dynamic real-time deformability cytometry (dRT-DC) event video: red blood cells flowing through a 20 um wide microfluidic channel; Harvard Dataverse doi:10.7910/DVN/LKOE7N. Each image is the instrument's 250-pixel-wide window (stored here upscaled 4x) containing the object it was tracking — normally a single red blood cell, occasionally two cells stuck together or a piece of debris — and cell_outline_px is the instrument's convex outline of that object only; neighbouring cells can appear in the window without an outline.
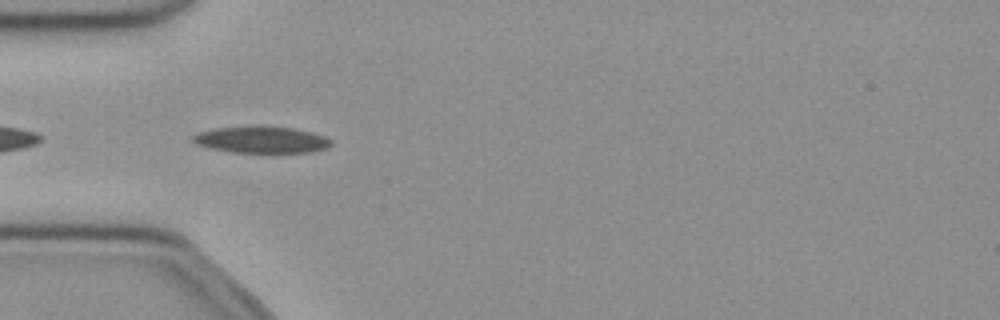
{"species": "common noctule bat (a hibernating species)", "species_latin": "Nyctalus noctula", "temperature_condition": "cold", "stored_images_in_passage": 10, "camera_frame_rate_fps": 3000, "um_per_image_px": 0.085, "animal": {"sex": "female", "body_mass_g": 21.9}, "frame": {"image": 1, "passage_image": 2, "time_ms": 0.333, "image_size_px": [1000, 320], "cell_outline_px": [[332, 144], [328, 148], [312, 152], [232, 152], [208, 148], [196, 144], [192, 140], [192, 136], [196, 132], [216, 128], [252, 124], [264, 124], [292, 128], [312, 132], [324, 136], [332, 140]], "centroid_in_image_um": [22.2, 11.84], "position_along_channel_um": 62.8, "area_um2": 22.14}}
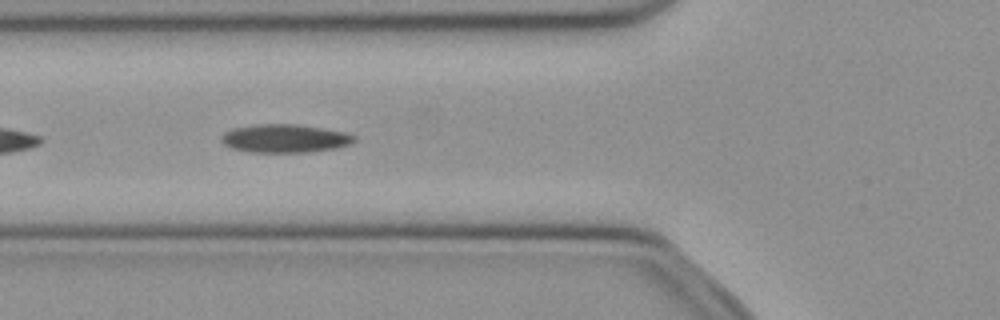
{"frame": {"image": 2, "passage_image": 5, "time_ms": 1.333, "image_size_px": [1000, 320], "cell_outline_px": [[356, 140], [352, 144], [336, 148], [308, 152], [248, 152], [232, 148], [224, 144], [220, 140], [220, 136], [224, 132], [232, 128], [256, 124], [296, 124], [324, 128], [344, 132], [356, 136]], "centroid_in_image_um": [24.21, 11.76], "position_along_channel_um": 101.6, "area_um2": 22.14}}